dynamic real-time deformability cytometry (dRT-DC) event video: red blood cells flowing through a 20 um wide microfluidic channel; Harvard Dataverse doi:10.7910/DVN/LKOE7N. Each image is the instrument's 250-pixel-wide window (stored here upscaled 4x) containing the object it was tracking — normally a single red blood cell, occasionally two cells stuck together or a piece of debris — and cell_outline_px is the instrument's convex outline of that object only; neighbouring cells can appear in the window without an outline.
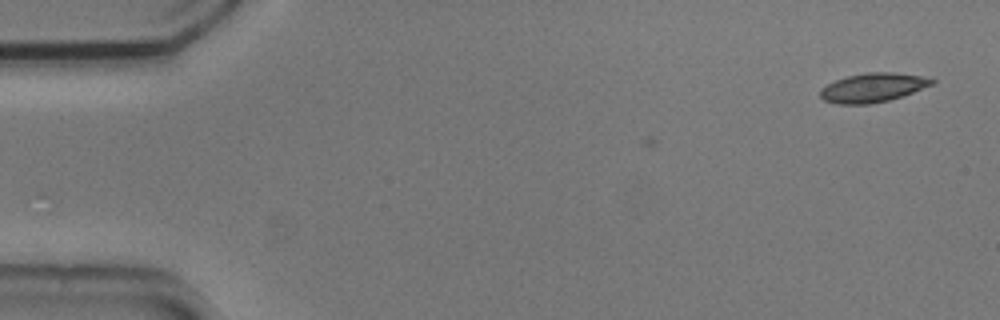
{"species": "common noctule bat (a hibernating species)", "species_latin": "Nyctalus noctula", "temperature_condition": "cold", "stored_images_in_passage": 5, "camera_frame_rate_fps": 3000, "um_per_image_px": 0.085, "animal": {"sex": "male", "body_mass_g": 20.5, "forearm_length_mm": 52.5}, "frame": {"image": 1, "passage_image": 5, "time_ms": 1.333, "image_size_px": [1000, 320], "cell_outline_px": [[936, 80], [932, 84], [912, 92], [888, 100], [868, 104], [836, 104], [824, 100], [820, 96], [820, 88], [836, 80], [848, 76], [868, 72], [892, 72], [920, 76]], "centroid_in_image_um": [74.14, 7.45], "position_along_channel_um": 10.9, "area_um2": 18.55}}